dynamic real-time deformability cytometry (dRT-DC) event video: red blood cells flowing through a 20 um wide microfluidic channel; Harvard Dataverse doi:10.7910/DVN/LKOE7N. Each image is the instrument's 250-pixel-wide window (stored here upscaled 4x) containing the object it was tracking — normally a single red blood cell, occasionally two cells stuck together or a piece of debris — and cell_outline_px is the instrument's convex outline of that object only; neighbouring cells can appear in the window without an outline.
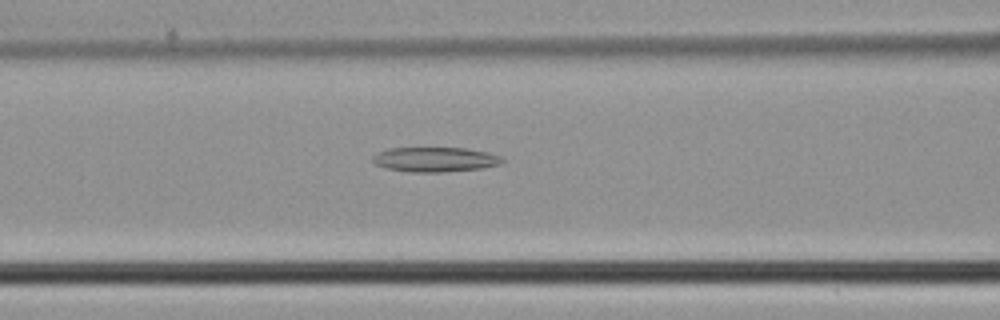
{"species": "common noctule bat (a hibernating species)", "species_latin": "Nyctalus noctula", "temperature_condition": "cold", "stored_images_in_passage": 14, "camera_frame_rate_fps": 3000, "um_per_image_px": 0.085, "animal": {"sex": "male", "body_mass_g": 21.5, "forearm_length_mm": 52.0}, "frame": {"image": 1, "passage_image": 10, "time_ms": 3.0, "image_size_px": [1000, 320], "cell_outline_px": [[504, 160], [500, 164], [484, 168], [440, 172], [412, 172], [384, 168], [376, 164], [372, 160], [372, 156], [376, 152], [388, 148], [464, 148], [488, 152], [500, 156]], "centroid_in_image_um": [36.95, 13.55], "position_along_channel_um": 129.6, "area_um2": 18.73}}